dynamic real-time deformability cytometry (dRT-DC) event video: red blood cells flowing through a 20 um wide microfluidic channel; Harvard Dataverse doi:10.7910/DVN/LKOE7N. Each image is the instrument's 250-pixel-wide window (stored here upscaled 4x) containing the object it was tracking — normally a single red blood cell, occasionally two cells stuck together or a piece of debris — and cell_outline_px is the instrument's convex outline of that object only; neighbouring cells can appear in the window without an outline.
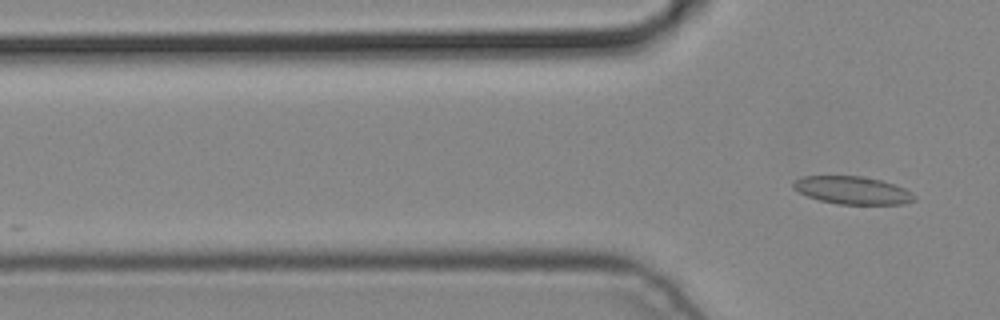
{"species": "common noctule bat (a hibernating species)", "species_latin": "Nyctalus noctula", "temperature_condition": "cold", "stored_images_in_passage": 4, "camera_frame_rate_fps": 3000, "um_per_image_px": 0.085, "animal": {"sex": "male", "body_mass_g": 19.2, "forearm_length_mm": 51.8}, "frame": {"image": 1, "passage_image": 4, "time_ms": 1.0, "image_size_px": [1000, 320], "cell_outline_px": [[916, 200], [904, 204], [836, 204], [820, 200], [808, 196], [792, 188], [792, 180], [804, 176], [860, 176], [880, 180], [904, 188], [912, 192], [916, 196]], "centroid_in_image_um": [72.45, 16.18], "position_along_channel_um": 53.3, "area_um2": 19.59}}